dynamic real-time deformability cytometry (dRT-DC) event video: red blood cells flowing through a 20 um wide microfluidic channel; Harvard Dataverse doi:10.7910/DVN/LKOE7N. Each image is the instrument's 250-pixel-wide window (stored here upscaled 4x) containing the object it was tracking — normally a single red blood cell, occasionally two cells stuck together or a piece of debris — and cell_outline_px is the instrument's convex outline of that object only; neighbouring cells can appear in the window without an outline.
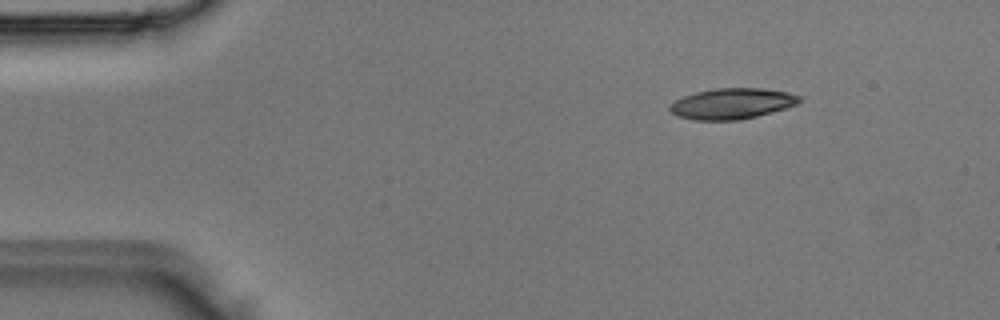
{"species": "Egyptian fruit bat (a non-hibernating species)", "species_latin": "Rousettus aegyptiacus", "temperature_condition": "room temperature", "stored_images_in_passage": 4, "camera_frame_rate_fps": 3000, "um_per_image_px": 0.085, "animal": {"sex": "male"}, "frame": {"image": 1, "passage_image": 2, "time_ms": 0.333, "image_size_px": [1000, 320], "cell_outline_px": [[800, 100], [796, 104], [784, 108], [756, 116], [740, 120], [692, 120], [676, 116], [668, 108], [668, 104], [684, 96], [696, 92], [716, 88], [764, 88], [788, 92], [800, 96]], "centroid_in_image_um": [62.17, 8.81], "position_along_channel_um": 22.8, "area_um2": 23.18}}
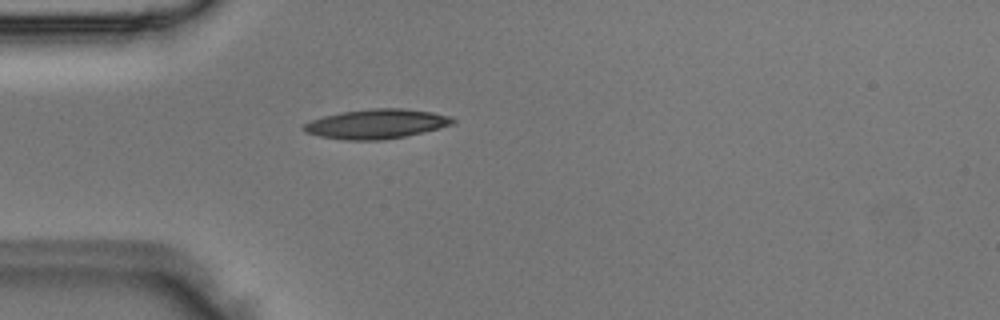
{"frame": {"image": 2, "passage_image": 4, "time_ms": 1.0, "image_size_px": [1000, 320], "cell_outline_px": [[456, 120], [452, 124], [404, 136], [384, 140], [344, 140], [320, 136], [304, 132], [300, 128], [304, 124], [312, 120], [324, 116], [340, 112], [376, 108], [404, 108], [432, 112], [452, 116]], "centroid_in_image_um": [31.96, 10.53], "position_along_channel_um": 53.0, "area_um2": 25.49}}